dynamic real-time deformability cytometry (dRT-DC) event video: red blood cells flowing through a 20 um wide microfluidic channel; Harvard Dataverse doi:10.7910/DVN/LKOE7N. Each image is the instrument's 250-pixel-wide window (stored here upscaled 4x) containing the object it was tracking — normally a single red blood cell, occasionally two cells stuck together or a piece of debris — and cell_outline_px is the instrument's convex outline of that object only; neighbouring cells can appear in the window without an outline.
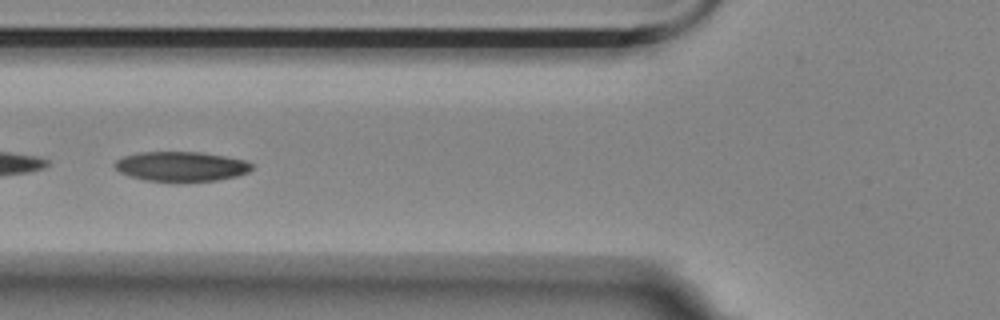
{"species": "Egyptian fruit bat (a non-hibernating species)", "species_latin": "Rousettus aegyptiacus", "temperature_condition": "room temperature", "stored_images_in_passage": 5, "camera_frame_rate_fps": 3000, "um_per_image_px": 0.085, "animal": {"sex": "female"}, "frame": {"image": 1, "passage_image": 5, "time_ms": 4.667, "image_size_px": [1000, 320], "cell_outline_px": [[252, 168], [248, 172], [236, 176], [216, 180], [172, 184], [144, 180], [128, 176], [120, 172], [112, 164], [116, 160], [124, 156], [136, 152], [200, 152], [224, 156], [244, 160], [252, 164]], "centroid_in_image_um": [15.34, 14.18], "position_along_channel_um": 110.5, "area_um2": 24.39}}